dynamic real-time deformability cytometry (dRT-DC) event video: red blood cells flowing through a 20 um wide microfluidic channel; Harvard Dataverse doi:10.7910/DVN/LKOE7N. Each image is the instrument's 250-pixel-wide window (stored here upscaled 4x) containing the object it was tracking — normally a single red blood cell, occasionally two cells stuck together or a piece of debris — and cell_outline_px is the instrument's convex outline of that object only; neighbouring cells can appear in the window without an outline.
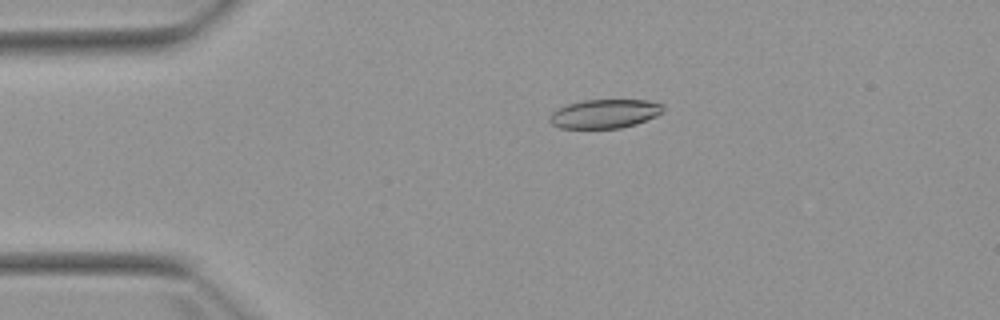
{"species": "Egyptian fruit bat (a non-hibernating species)", "species_latin": "Rousettus aegyptiacus", "temperature_condition": "warm", "stored_images_in_passage": 4, "camera_frame_rate_fps": 3000, "um_per_image_px": 0.085, "animal": {"sex": "female"}, "frame": {"image": 1, "passage_image": 3, "time_ms": 3.333, "image_size_px": [1000, 320], "cell_outline_px": [[664, 112], [656, 116], [636, 124], [620, 128], [560, 128], [552, 124], [548, 120], [548, 116], [556, 108], [568, 104], [584, 100], [648, 100], [664, 104]], "centroid_in_image_um": [51.4, 9.66], "position_along_channel_um": 33.6, "area_um2": 19.31}}